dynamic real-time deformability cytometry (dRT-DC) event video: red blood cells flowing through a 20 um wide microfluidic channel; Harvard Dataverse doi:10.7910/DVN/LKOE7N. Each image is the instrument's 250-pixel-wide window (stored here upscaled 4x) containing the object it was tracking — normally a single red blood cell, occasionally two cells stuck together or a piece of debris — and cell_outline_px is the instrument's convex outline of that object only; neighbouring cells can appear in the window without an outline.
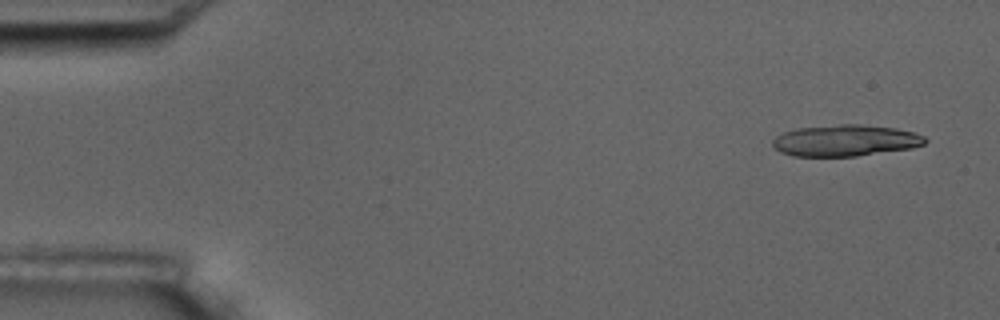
{"species": "common noctule bat (a hibernating species)", "species_latin": "Nyctalus noctula", "temperature_condition": "room temperature", "stored_images_in_passage": 5, "segment_of_instrument_passage": [1, 2], "camera_frame_rate_fps": 3000, "um_per_image_px": 0.085, "animal": {"sex": "male", "body_mass_g": 17.5, "forearm_length_mm": 52.3}, "frame": {"image": 1, "passage_image": 1, "time_ms": 0.0, "image_size_px": [1000, 320], "cell_outline_px": [[928, 140], [924, 144], [912, 148], [856, 156], [792, 156], [780, 152], [772, 144], [772, 140], [776, 136], [784, 132], [796, 128], [840, 124], [860, 124], [896, 128], [916, 132], [924, 136]], "centroid_in_image_um": [71.87, 11.94], "position_along_channel_um": 13.1, "area_um2": 28.03}}